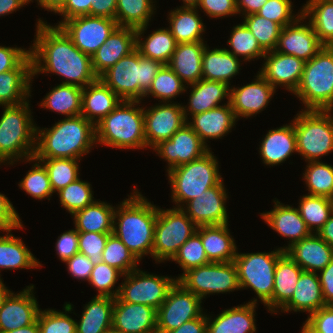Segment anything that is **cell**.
Wrapping results in <instances>:
<instances>
[{
	"mask_svg": "<svg viewBox=\"0 0 333 333\" xmlns=\"http://www.w3.org/2000/svg\"><path fill=\"white\" fill-rule=\"evenodd\" d=\"M78 241L79 232L76 229L66 231L58 237L56 242V251L59 258L63 262L79 253Z\"/></svg>",
	"mask_w": 333,
	"mask_h": 333,
	"instance_id": "03108f58",
	"label": "cell"
},
{
	"mask_svg": "<svg viewBox=\"0 0 333 333\" xmlns=\"http://www.w3.org/2000/svg\"><path fill=\"white\" fill-rule=\"evenodd\" d=\"M168 19L170 21L169 30L177 44L203 41L201 34L205 31V27L196 7L180 6L169 13Z\"/></svg>",
	"mask_w": 333,
	"mask_h": 333,
	"instance_id": "60d3db41",
	"label": "cell"
},
{
	"mask_svg": "<svg viewBox=\"0 0 333 333\" xmlns=\"http://www.w3.org/2000/svg\"><path fill=\"white\" fill-rule=\"evenodd\" d=\"M91 184L80 180L68 184L57 193L61 205L72 215L74 212L84 209L94 202Z\"/></svg>",
	"mask_w": 333,
	"mask_h": 333,
	"instance_id": "db71d44e",
	"label": "cell"
},
{
	"mask_svg": "<svg viewBox=\"0 0 333 333\" xmlns=\"http://www.w3.org/2000/svg\"><path fill=\"white\" fill-rule=\"evenodd\" d=\"M228 224L199 226L197 233L210 262H231L237 253L234 239L230 236Z\"/></svg>",
	"mask_w": 333,
	"mask_h": 333,
	"instance_id": "836d02e7",
	"label": "cell"
},
{
	"mask_svg": "<svg viewBox=\"0 0 333 333\" xmlns=\"http://www.w3.org/2000/svg\"><path fill=\"white\" fill-rule=\"evenodd\" d=\"M65 263L68 266V271L74 278L89 281L94 264L86 255L77 253L66 260Z\"/></svg>",
	"mask_w": 333,
	"mask_h": 333,
	"instance_id": "a7ac6f4b",
	"label": "cell"
},
{
	"mask_svg": "<svg viewBox=\"0 0 333 333\" xmlns=\"http://www.w3.org/2000/svg\"><path fill=\"white\" fill-rule=\"evenodd\" d=\"M268 0H237L238 13L248 16L256 14Z\"/></svg>",
	"mask_w": 333,
	"mask_h": 333,
	"instance_id": "34e18365",
	"label": "cell"
},
{
	"mask_svg": "<svg viewBox=\"0 0 333 333\" xmlns=\"http://www.w3.org/2000/svg\"><path fill=\"white\" fill-rule=\"evenodd\" d=\"M114 302L113 297L96 295L76 322V333H104L112 329Z\"/></svg>",
	"mask_w": 333,
	"mask_h": 333,
	"instance_id": "8d00e7d4",
	"label": "cell"
},
{
	"mask_svg": "<svg viewBox=\"0 0 333 333\" xmlns=\"http://www.w3.org/2000/svg\"><path fill=\"white\" fill-rule=\"evenodd\" d=\"M226 200L227 193L221 180L216 186L187 202L186 208L181 205V209L198 227L228 224Z\"/></svg>",
	"mask_w": 333,
	"mask_h": 333,
	"instance_id": "d6986e66",
	"label": "cell"
},
{
	"mask_svg": "<svg viewBox=\"0 0 333 333\" xmlns=\"http://www.w3.org/2000/svg\"><path fill=\"white\" fill-rule=\"evenodd\" d=\"M303 269L285 252L277 261L272 293V312L281 309L292 297Z\"/></svg>",
	"mask_w": 333,
	"mask_h": 333,
	"instance_id": "d590c367",
	"label": "cell"
},
{
	"mask_svg": "<svg viewBox=\"0 0 333 333\" xmlns=\"http://www.w3.org/2000/svg\"><path fill=\"white\" fill-rule=\"evenodd\" d=\"M40 160L47 169L53 192H58L79 178V159L34 158Z\"/></svg>",
	"mask_w": 333,
	"mask_h": 333,
	"instance_id": "7dc6e473",
	"label": "cell"
},
{
	"mask_svg": "<svg viewBox=\"0 0 333 333\" xmlns=\"http://www.w3.org/2000/svg\"><path fill=\"white\" fill-rule=\"evenodd\" d=\"M122 101L99 78L82 89L81 115L96 125Z\"/></svg>",
	"mask_w": 333,
	"mask_h": 333,
	"instance_id": "f1b7e54d",
	"label": "cell"
},
{
	"mask_svg": "<svg viewBox=\"0 0 333 333\" xmlns=\"http://www.w3.org/2000/svg\"><path fill=\"white\" fill-rule=\"evenodd\" d=\"M96 144L95 125L82 115L66 117L49 129L36 127L34 158L80 159Z\"/></svg>",
	"mask_w": 333,
	"mask_h": 333,
	"instance_id": "3957f363",
	"label": "cell"
},
{
	"mask_svg": "<svg viewBox=\"0 0 333 333\" xmlns=\"http://www.w3.org/2000/svg\"><path fill=\"white\" fill-rule=\"evenodd\" d=\"M183 83L168 65H163L144 97L151 94L153 97L159 98L163 102L167 101L168 103L177 95L186 91Z\"/></svg>",
	"mask_w": 333,
	"mask_h": 333,
	"instance_id": "f907efd6",
	"label": "cell"
},
{
	"mask_svg": "<svg viewBox=\"0 0 333 333\" xmlns=\"http://www.w3.org/2000/svg\"><path fill=\"white\" fill-rule=\"evenodd\" d=\"M186 290L202 300L208 294L239 290L238 272L234 261L211 262L183 272L177 279Z\"/></svg>",
	"mask_w": 333,
	"mask_h": 333,
	"instance_id": "7c38bea8",
	"label": "cell"
},
{
	"mask_svg": "<svg viewBox=\"0 0 333 333\" xmlns=\"http://www.w3.org/2000/svg\"><path fill=\"white\" fill-rule=\"evenodd\" d=\"M274 209L261 213L262 218L278 234L290 239L289 245L282 248L284 252L293 244L303 238L310 236L312 233L302 219L299 210L289 205H283L278 200L274 201Z\"/></svg>",
	"mask_w": 333,
	"mask_h": 333,
	"instance_id": "484cf974",
	"label": "cell"
},
{
	"mask_svg": "<svg viewBox=\"0 0 333 333\" xmlns=\"http://www.w3.org/2000/svg\"><path fill=\"white\" fill-rule=\"evenodd\" d=\"M309 194L330 198L333 194V166L326 163L308 162L303 173Z\"/></svg>",
	"mask_w": 333,
	"mask_h": 333,
	"instance_id": "c3c4849f",
	"label": "cell"
},
{
	"mask_svg": "<svg viewBox=\"0 0 333 333\" xmlns=\"http://www.w3.org/2000/svg\"><path fill=\"white\" fill-rule=\"evenodd\" d=\"M28 55L29 50L0 46V73L14 70Z\"/></svg>",
	"mask_w": 333,
	"mask_h": 333,
	"instance_id": "003e7915",
	"label": "cell"
},
{
	"mask_svg": "<svg viewBox=\"0 0 333 333\" xmlns=\"http://www.w3.org/2000/svg\"><path fill=\"white\" fill-rule=\"evenodd\" d=\"M200 0H183V7H197Z\"/></svg>",
	"mask_w": 333,
	"mask_h": 333,
	"instance_id": "deb4b68c",
	"label": "cell"
},
{
	"mask_svg": "<svg viewBox=\"0 0 333 333\" xmlns=\"http://www.w3.org/2000/svg\"><path fill=\"white\" fill-rule=\"evenodd\" d=\"M72 305L66 303L64 312L50 310H40L37 321L39 325V333H76V321L67 315L71 312Z\"/></svg>",
	"mask_w": 333,
	"mask_h": 333,
	"instance_id": "11a10c76",
	"label": "cell"
},
{
	"mask_svg": "<svg viewBox=\"0 0 333 333\" xmlns=\"http://www.w3.org/2000/svg\"><path fill=\"white\" fill-rule=\"evenodd\" d=\"M32 170L18 184L21 189L36 199L51 197L53 192L47 169L40 160H36ZM39 163V164H38Z\"/></svg>",
	"mask_w": 333,
	"mask_h": 333,
	"instance_id": "6f0895ef",
	"label": "cell"
},
{
	"mask_svg": "<svg viewBox=\"0 0 333 333\" xmlns=\"http://www.w3.org/2000/svg\"><path fill=\"white\" fill-rule=\"evenodd\" d=\"M117 0H94L90 16L106 17L115 20Z\"/></svg>",
	"mask_w": 333,
	"mask_h": 333,
	"instance_id": "8c879c8a",
	"label": "cell"
},
{
	"mask_svg": "<svg viewBox=\"0 0 333 333\" xmlns=\"http://www.w3.org/2000/svg\"><path fill=\"white\" fill-rule=\"evenodd\" d=\"M40 266V262L20 238L14 237L10 231L0 236V269H31Z\"/></svg>",
	"mask_w": 333,
	"mask_h": 333,
	"instance_id": "b9f144b4",
	"label": "cell"
},
{
	"mask_svg": "<svg viewBox=\"0 0 333 333\" xmlns=\"http://www.w3.org/2000/svg\"><path fill=\"white\" fill-rule=\"evenodd\" d=\"M330 201H331V206H332V211H333V194H332V196L330 197Z\"/></svg>",
	"mask_w": 333,
	"mask_h": 333,
	"instance_id": "b62a3aed",
	"label": "cell"
},
{
	"mask_svg": "<svg viewBox=\"0 0 333 333\" xmlns=\"http://www.w3.org/2000/svg\"><path fill=\"white\" fill-rule=\"evenodd\" d=\"M147 26L136 29V50L141 56L160 61L167 65L176 48V41L168 28L158 29L151 33L146 40H140Z\"/></svg>",
	"mask_w": 333,
	"mask_h": 333,
	"instance_id": "ab89813d",
	"label": "cell"
},
{
	"mask_svg": "<svg viewBox=\"0 0 333 333\" xmlns=\"http://www.w3.org/2000/svg\"><path fill=\"white\" fill-rule=\"evenodd\" d=\"M256 81L230 89V105L236 119L261 112L275 93V88L259 73Z\"/></svg>",
	"mask_w": 333,
	"mask_h": 333,
	"instance_id": "603a6c76",
	"label": "cell"
},
{
	"mask_svg": "<svg viewBox=\"0 0 333 333\" xmlns=\"http://www.w3.org/2000/svg\"><path fill=\"white\" fill-rule=\"evenodd\" d=\"M304 19L306 17L301 14L293 23L281 29L274 51L292 55L307 62L324 47L310 22L307 25L301 24Z\"/></svg>",
	"mask_w": 333,
	"mask_h": 333,
	"instance_id": "ac0fdd59",
	"label": "cell"
},
{
	"mask_svg": "<svg viewBox=\"0 0 333 333\" xmlns=\"http://www.w3.org/2000/svg\"><path fill=\"white\" fill-rule=\"evenodd\" d=\"M104 333H120V332H118V331H116L114 329H110V330H108V331H106Z\"/></svg>",
	"mask_w": 333,
	"mask_h": 333,
	"instance_id": "67dfc351",
	"label": "cell"
},
{
	"mask_svg": "<svg viewBox=\"0 0 333 333\" xmlns=\"http://www.w3.org/2000/svg\"><path fill=\"white\" fill-rule=\"evenodd\" d=\"M120 204L118 210L116 208L114 211L113 234L138 261L144 255L152 256L158 207L148 202L138 191Z\"/></svg>",
	"mask_w": 333,
	"mask_h": 333,
	"instance_id": "7a4b0ae2",
	"label": "cell"
},
{
	"mask_svg": "<svg viewBox=\"0 0 333 333\" xmlns=\"http://www.w3.org/2000/svg\"><path fill=\"white\" fill-rule=\"evenodd\" d=\"M163 64L141 56L135 49L104 72L99 79L122 100L140 101Z\"/></svg>",
	"mask_w": 333,
	"mask_h": 333,
	"instance_id": "277c9868",
	"label": "cell"
},
{
	"mask_svg": "<svg viewBox=\"0 0 333 333\" xmlns=\"http://www.w3.org/2000/svg\"><path fill=\"white\" fill-rule=\"evenodd\" d=\"M317 234L330 246L333 247V213L329 217V220L323 225V227L317 232Z\"/></svg>",
	"mask_w": 333,
	"mask_h": 333,
	"instance_id": "2a66077c",
	"label": "cell"
},
{
	"mask_svg": "<svg viewBox=\"0 0 333 333\" xmlns=\"http://www.w3.org/2000/svg\"><path fill=\"white\" fill-rule=\"evenodd\" d=\"M112 233L79 232V253L86 255L93 264L102 261L108 236Z\"/></svg>",
	"mask_w": 333,
	"mask_h": 333,
	"instance_id": "94428289",
	"label": "cell"
},
{
	"mask_svg": "<svg viewBox=\"0 0 333 333\" xmlns=\"http://www.w3.org/2000/svg\"><path fill=\"white\" fill-rule=\"evenodd\" d=\"M36 27V39L29 49L33 76L51 72L66 79L62 84L82 88L98 79L91 56L81 52L61 27L50 26L41 19Z\"/></svg>",
	"mask_w": 333,
	"mask_h": 333,
	"instance_id": "6da1fadb",
	"label": "cell"
},
{
	"mask_svg": "<svg viewBox=\"0 0 333 333\" xmlns=\"http://www.w3.org/2000/svg\"><path fill=\"white\" fill-rule=\"evenodd\" d=\"M4 109L0 118V163L8 160L13 165L23 157L27 162L35 161L37 126L33 124L29 102L7 105Z\"/></svg>",
	"mask_w": 333,
	"mask_h": 333,
	"instance_id": "8992f818",
	"label": "cell"
},
{
	"mask_svg": "<svg viewBox=\"0 0 333 333\" xmlns=\"http://www.w3.org/2000/svg\"><path fill=\"white\" fill-rule=\"evenodd\" d=\"M332 110H305L294 117L297 153L317 162L333 151Z\"/></svg>",
	"mask_w": 333,
	"mask_h": 333,
	"instance_id": "9c48e42d",
	"label": "cell"
},
{
	"mask_svg": "<svg viewBox=\"0 0 333 333\" xmlns=\"http://www.w3.org/2000/svg\"><path fill=\"white\" fill-rule=\"evenodd\" d=\"M198 6L213 18L238 14L237 0H200Z\"/></svg>",
	"mask_w": 333,
	"mask_h": 333,
	"instance_id": "be15d7a7",
	"label": "cell"
},
{
	"mask_svg": "<svg viewBox=\"0 0 333 333\" xmlns=\"http://www.w3.org/2000/svg\"><path fill=\"white\" fill-rule=\"evenodd\" d=\"M256 304L254 298L247 304L222 311L214 320L208 316L206 333H256Z\"/></svg>",
	"mask_w": 333,
	"mask_h": 333,
	"instance_id": "f546056e",
	"label": "cell"
},
{
	"mask_svg": "<svg viewBox=\"0 0 333 333\" xmlns=\"http://www.w3.org/2000/svg\"><path fill=\"white\" fill-rule=\"evenodd\" d=\"M239 69V58L225 48L209 50L205 47L202 56V79L230 85L229 80L239 73Z\"/></svg>",
	"mask_w": 333,
	"mask_h": 333,
	"instance_id": "74e56055",
	"label": "cell"
},
{
	"mask_svg": "<svg viewBox=\"0 0 333 333\" xmlns=\"http://www.w3.org/2000/svg\"><path fill=\"white\" fill-rule=\"evenodd\" d=\"M285 252L303 271L314 273L323 270L333 259V247L316 233L293 244Z\"/></svg>",
	"mask_w": 333,
	"mask_h": 333,
	"instance_id": "d4e9b609",
	"label": "cell"
},
{
	"mask_svg": "<svg viewBox=\"0 0 333 333\" xmlns=\"http://www.w3.org/2000/svg\"><path fill=\"white\" fill-rule=\"evenodd\" d=\"M236 117L230 101L222 106L192 116L187 124L199 135L207 146L208 139H219L226 135L235 125Z\"/></svg>",
	"mask_w": 333,
	"mask_h": 333,
	"instance_id": "83f0119b",
	"label": "cell"
},
{
	"mask_svg": "<svg viewBox=\"0 0 333 333\" xmlns=\"http://www.w3.org/2000/svg\"><path fill=\"white\" fill-rule=\"evenodd\" d=\"M37 2L45 10L57 13L64 6L66 0H37Z\"/></svg>",
	"mask_w": 333,
	"mask_h": 333,
	"instance_id": "b9fcfbb0",
	"label": "cell"
},
{
	"mask_svg": "<svg viewBox=\"0 0 333 333\" xmlns=\"http://www.w3.org/2000/svg\"><path fill=\"white\" fill-rule=\"evenodd\" d=\"M157 310L151 306L127 303L115 298L112 329L120 333H157Z\"/></svg>",
	"mask_w": 333,
	"mask_h": 333,
	"instance_id": "7402d4cb",
	"label": "cell"
},
{
	"mask_svg": "<svg viewBox=\"0 0 333 333\" xmlns=\"http://www.w3.org/2000/svg\"><path fill=\"white\" fill-rule=\"evenodd\" d=\"M34 285L10 293L0 309V333L10 332L37 321L40 309L33 295Z\"/></svg>",
	"mask_w": 333,
	"mask_h": 333,
	"instance_id": "ffe728a7",
	"label": "cell"
},
{
	"mask_svg": "<svg viewBox=\"0 0 333 333\" xmlns=\"http://www.w3.org/2000/svg\"><path fill=\"white\" fill-rule=\"evenodd\" d=\"M303 324L301 333H333V305L321 307Z\"/></svg>",
	"mask_w": 333,
	"mask_h": 333,
	"instance_id": "6125c7cd",
	"label": "cell"
},
{
	"mask_svg": "<svg viewBox=\"0 0 333 333\" xmlns=\"http://www.w3.org/2000/svg\"><path fill=\"white\" fill-rule=\"evenodd\" d=\"M197 228L181 208H158L152 249L155 261L171 260Z\"/></svg>",
	"mask_w": 333,
	"mask_h": 333,
	"instance_id": "8fae6325",
	"label": "cell"
},
{
	"mask_svg": "<svg viewBox=\"0 0 333 333\" xmlns=\"http://www.w3.org/2000/svg\"><path fill=\"white\" fill-rule=\"evenodd\" d=\"M82 89L76 85L61 83L46 94L40 107L51 109L66 117L81 115Z\"/></svg>",
	"mask_w": 333,
	"mask_h": 333,
	"instance_id": "ee69618b",
	"label": "cell"
},
{
	"mask_svg": "<svg viewBox=\"0 0 333 333\" xmlns=\"http://www.w3.org/2000/svg\"><path fill=\"white\" fill-rule=\"evenodd\" d=\"M325 305L319 274L302 271L291 299L281 308V311H308L311 315Z\"/></svg>",
	"mask_w": 333,
	"mask_h": 333,
	"instance_id": "4dcf8cb0",
	"label": "cell"
},
{
	"mask_svg": "<svg viewBox=\"0 0 333 333\" xmlns=\"http://www.w3.org/2000/svg\"><path fill=\"white\" fill-rule=\"evenodd\" d=\"M124 283L119 285L118 298L127 303H136L158 309L165 301L170 288L177 280L166 276L147 274L138 268L123 275Z\"/></svg>",
	"mask_w": 333,
	"mask_h": 333,
	"instance_id": "4fadbf2b",
	"label": "cell"
},
{
	"mask_svg": "<svg viewBox=\"0 0 333 333\" xmlns=\"http://www.w3.org/2000/svg\"><path fill=\"white\" fill-rule=\"evenodd\" d=\"M302 15L308 17L317 37L324 46L333 44V0H309Z\"/></svg>",
	"mask_w": 333,
	"mask_h": 333,
	"instance_id": "7bdbcfd3",
	"label": "cell"
},
{
	"mask_svg": "<svg viewBox=\"0 0 333 333\" xmlns=\"http://www.w3.org/2000/svg\"><path fill=\"white\" fill-rule=\"evenodd\" d=\"M261 158L266 165H277L297 152L296 133L293 123L269 130L259 147Z\"/></svg>",
	"mask_w": 333,
	"mask_h": 333,
	"instance_id": "d6a6232c",
	"label": "cell"
},
{
	"mask_svg": "<svg viewBox=\"0 0 333 333\" xmlns=\"http://www.w3.org/2000/svg\"><path fill=\"white\" fill-rule=\"evenodd\" d=\"M191 86L193 89L190 93L188 109H186L187 106H183L186 121L189 115L187 112L194 116L221 106L218 104L225 98L230 101V87L226 83L201 79Z\"/></svg>",
	"mask_w": 333,
	"mask_h": 333,
	"instance_id": "e575fe53",
	"label": "cell"
},
{
	"mask_svg": "<svg viewBox=\"0 0 333 333\" xmlns=\"http://www.w3.org/2000/svg\"><path fill=\"white\" fill-rule=\"evenodd\" d=\"M218 169V161L209 150L198 159L167 170L172 187L171 198L177 208L216 186L222 180Z\"/></svg>",
	"mask_w": 333,
	"mask_h": 333,
	"instance_id": "ba28073f",
	"label": "cell"
},
{
	"mask_svg": "<svg viewBox=\"0 0 333 333\" xmlns=\"http://www.w3.org/2000/svg\"><path fill=\"white\" fill-rule=\"evenodd\" d=\"M32 59L30 54L14 69L0 73V105L24 103L31 92Z\"/></svg>",
	"mask_w": 333,
	"mask_h": 333,
	"instance_id": "4316f807",
	"label": "cell"
},
{
	"mask_svg": "<svg viewBox=\"0 0 333 333\" xmlns=\"http://www.w3.org/2000/svg\"><path fill=\"white\" fill-rule=\"evenodd\" d=\"M203 42L178 43L167 64L187 85L202 79V56L206 47Z\"/></svg>",
	"mask_w": 333,
	"mask_h": 333,
	"instance_id": "1f68e13d",
	"label": "cell"
},
{
	"mask_svg": "<svg viewBox=\"0 0 333 333\" xmlns=\"http://www.w3.org/2000/svg\"><path fill=\"white\" fill-rule=\"evenodd\" d=\"M139 103L122 100L95 125L96 142L119 149L146 148L144 108H135Z\"/></svg>",
	"mask_w": 333,
	"mask_h": 333,
	"instance_id": "5b68a950",
	"label": "cell"
},
{
	"mask_svg": "<svg viewBox=\"0 0 333 333\" xmlns=\"http://www.w3.org/2000/svg\"><path fill=\"white\" fill-rule=\"evenodd\" d=\"M294 94L307 110L333 109V48L324 46L305 63L301 81Z\"/></svg>",
	"mask_w": 333,
	"mask_h": 333,
	"instance_id": "52a82bcc",
	"label": "cell"
},
{
	"mask_svg": "<svg viewBox=\"0 0 333 333\" xmlns=\"http://www.w3.org/2000/svg\"><path fill=\"white\" fill-rule=\"evenodd\" d=\"M202 314L200 317L183 323L180 327L167 333H206L207 315Z\"/></svg>",
	"mask_w": 333,
	"mask_h": 333,
	"instance_id": "753ad0ef",
	"label": "cell"
},
{
	"mask_svg": "<svg viewBox=\"0 0 333 333\" xmlns=\"http://www.w3.org/2000/svg\"><path fill=\"white\" fill-rule=\"evenodd\" d=\"M10 293L11 291L5 287L2 279L0 278V309L2 308L5 299L9 296Z\"/></svg>",
	"mask_w": 333,
	"mask_h": 333,
	"instance_id": "979ff035",
	"label": "cell"
},
{
	"mask_svg": "<svg viewBox=\"0 0 333 333\" xmlns=\"http://www.w3.org/2000/svg\"><path fill=\"white\" fill-rule=\"evenodd\" d=\"M23 228L21 219L9 199L0 193V230L11 231Z\"/></svg>",
	"mask_w": 333,
	"mask_h": 333,
	"instance_id": "e7e4bbea",
	"label": "cell"
},
{
	"mask_svg": "<svg viewBox=\"0 0 333 333\" xmlns=\"http://www.w3.org/2000/svg\"><path fill=\"white\" fill-rule=\"evenodd\" d=\"M228 44L232 47V50H226L236 57L243 56L244 61H250L257 57L263 58L266 54L244 23L233 27Z\"/></svg>",
	"mask_w": 333,
	"mask_h": 333,
	"instance_id": "f5cc1de1",
	"label": "cell"
},
{
	"mask_svg": "<svg viewBox=\"0 0 333 333\" xmlns=\"http://www.w3.org/2000/svg\"><path fill=\"white\" fill-rule=\"evenodd\" d=\"M292 7L291 0H268L256 14L278 23L283 28L293 23L302 14L300 10L297 17L292 15Z\"/></svg>",
	"mask_w": 333,
	"mask_h": 333,
	"instance_id": "91938a15",
	"label": "cell"
},
{
	"mask_svg": "<svg viewBox=\"0 0 333 333\" xmlns=\"http://www.w3.org/2000/svg\"><path fill=\"white\" fill-rule=\"evenodd\" d=\"M153 0H117L115 20L118 26L138 29L148 26L155 10Z\"/></svg>",
	"mask_w": 333,
	"mask_h": 333,
	"instance_id": "f6af8a7d",
	"label": "cell"
},
{
	"mask_svg": "<svg viewBox=\"0 0 333 333\" xmlns=\"http://www.w3.org/2000/svg\"><path fill=\"white\" fill-rule=\"evenodd\" d=\"M176 261L184 272L191 268L211 263L205 253L200 235L195 232L171 259Z\"/></svg>",
	"mask_w": 333,
	"mask_h": 333,
	"instance_id": "9f6ffc18",
	"label": "cell"
},
{
	"mask_svg": "<svg viewBox=\"0 0 333 333\" xmlns=\"http://www.w3.org/2000/svg\"><path fill=\"white\" fill-rule=\"evenodd\" d=\"M284 253L281 248L271 253L239 254L237 252L234 258L240 289L252 288L271 313L276 263Z\"/></svg>",
	"mask_w": 333,
	"mask_h": 333,
	"instance_id": "30bf717a",
	"label": "cell"
},
{
	"mask_svg": "<svg viewBox=\"0 0 333 333\" xmlns=\"http://www.w3.org/2000/svg\"><path fill=\"white\" fill-rule=\"evenodd\" d=\"M201 303L200 297L176 281L168 291L165 301L157 309V333H167L200 317L203 314Z\"/></svg>",
	"mask_w": 333,
	"mask_h": 333,
	"instance_id": "5bb4252c",
	"label": "cell"
},
{
	"mask_svg": "<svg viewBox=\"0 0 333 333\" xmlns=\"http://www.w3.org/2000/svg\"><path fill=\"white\" fill-rule=\"evenodd\" d=\"M102 262L119 270L123 275L137 269L139 262L129 249L113 233L108 236L102 253Z\"/></svg>",
	"mask_w": 333,
	"mask_h": 333,
	"instance_id": "681fc988",
	"label": "cell"
},
{
	"mask_svg": "<svg viewBox=\"0 0 333 333\" xmlns=\"http://www.w3.org/2000/svg\"><path fill=\"white\" fill-rule=\"evenodd\" d=\"M6 333H39L38 321L33 324Z\"/></svg>",
	"mask_w": 333,
	"mask_h": 333,
	"instance_id": "09005b40",
	"label": "cell"
},
{
	"mask_svg": "<svg viewBox=\"0 0 333 333\" xmlns=\"http://www.w3.org/2000/svg\"><path fill=\"white\" fill-rule=\"evenodd\" d=\"M136 29L118 26L91 56L92 68L99 78L121 58L135 50Z\"/></svg>",
	"mask_w": 333,
	"mask_h": 333,
	"instance_id": "cb8c5ba5",
	"label": "cell"
},
{
	"mask_svg": "<svg viewBox=\"0 0 333 333\" xmlns=\"http://www.w3.org/2000/svg\"><path fill=\"white\" fill-rule=\"evenodd\" d=\"M153 149L168 162L167 170H171L200 158L211 148L186 123L169 140L160 142Z\"/></svg>",
	"mask_w": 333,
	"mask_h": 333,
	"instance_id": "e0dca14e",
	"label": "cell"
},
{
	"mask_svg": "<svg viewBox=\"0 0 333 333\" xmlns=\"http://www.w3.org/2000/svg\"><path fill=\"white\" fill-rule=\"evenodd\" d=\"M298 206L297 209L311 233L317 234L333 213L330 198L324 196L305 195L301 197Z\"/></svg>",
	"mask_w": 333,
	"mask_h": 333,
	"instance_id": "bcb514c9",
	"label": "cell"
},
{
	"mask_svg": "<svg viewBox=\"0 0 333 333\" xmlns=\"http://www.w3.org/2000/svg\"><path fill=\"white\" fill-rule=\"evenodd\" d=\"M121 275L123 276L119 270L101 261L97 264H94L88 282L97 289L99 292L98 296H109L116 298L119 293V287L118 289H115V292L112 289H114L113 287Z\"/></svg>",
	"mask_w": 333,
	"mask_h": 333,
	"instance_id": "680465c9",
	"label": "cell"
},
{
	"mask_svg": "<svg viewBox=\"0 0 333 333\" xmlns=\"http://www.w3.org/2000/svg\"><path fill=\"white\" fill-rule=\"evenodd\" d=\"M186 123L183 106L179 103L165 102L144 110L146 146L154 148L169 140Z\"/></svg>",
	"mask_w": 333,
	"mask_h": 333,
	"instance_id": "2e32d148",
	"label": "cell"
},
{
	"mask_svg": "<svg viewBox=\"0 0 333 333\" xmlns=\"http://www.w3.org/2000/svg\"><path fill=\"white\" fill-rule=\"evenodd\" d=\"M94 0H66L64 6L57 12L64 17L63 21L56 26H61L66 20L90 15L91 4Z\"/></svg>",
	"mask_w": 333,
	"mask_h": 333,
	"instance_id": "89a4df30",
	"label": "cell"
},
{
	"mask_svg": "<svg viewBox=\"0 0 333 333\" xmlns=\"http://www.w3.org/2000/svg\"><path fill=\"white\" fill-rule=\"evenodd\" d=\"M115 207L94 201L84 209L72 214L78 232L113 233Z\"/></svg>",
	"mask_w": 333,
	"mask_h": 333,
	"instance_id": "f35d334b",
	"label": "cell"
},
{
	"mask_svg": "<svg viewBox=\"0 0 333 333\" xmlns=\"http://www.w3.org/2000/svg\"><path fill=\"white\" fill-rule=\"evenodd\" d=\"M320 285L326 305H333V259L320 271Z\"/></svg>",
	"mask_w": 333,
	"mask_h": 333,
	"instance_id": "2644e50d",
	"label": "cell"
},
{
	"mask_svg": "<svg viewBox=\"0 0 333 333\" xmlns=\"http://www.w3.org/2000/svg\"><path fill=\"white\" fill-rule=\"evenodd\" d=\"M30 3V0H0V16L16 12L17 9Z\"/></svg>",
	"mask_w": 333,
	"mask_h": 333,
	"instance_id": "11e5206c",
	"label": "cell"
},
{
	"mask_svg": "<svg viewBox=\"0 0 333 333\" xmlns=\"http://www.w3.org/2000/svg\"><path fill=\"white\" fill-rule=\"evenodd\" d=\"M83 53L92 56L118 27L116 20L98 16H79L60 26Z\"/></svg>",
	"mask_w": 333,
	"mask_h": 333,
	"instance_id": "9a60e30c",
	"label": "cell"
},
{
	"mask_svg": "<svg viewBox=\"0 0 333 333\" xmlns=\"http://www.w3.org/2000/svg\"><path fill=\"white\" fill-rule=\"evenodd\" d=\"M244 19L243 23L255 36L260 47L265 52L275 50L282 27L258 14H250Z\"/></svg>",
	"mask_w": 333,
	"mask_h": 333,
	"instance_id": "816d5d0a",
	"label": "cell"
},
{
	"mask_svg": "<svg viewBox=\"0 0 333 333\" xmlns=\"http://www.w3.org/2000/svg\"><path fill=\"white\" fill-rule=\"evenodd\" d=\"M260 73L274 88L278 85L295 93L302 78L305 61L277 51L266 52Z\"/></svg>",
	"mask_w": 333,
	"mask_h": 333,
	"instance_id": "44dd1931",
	"label": "cell"
}]
</instances>
